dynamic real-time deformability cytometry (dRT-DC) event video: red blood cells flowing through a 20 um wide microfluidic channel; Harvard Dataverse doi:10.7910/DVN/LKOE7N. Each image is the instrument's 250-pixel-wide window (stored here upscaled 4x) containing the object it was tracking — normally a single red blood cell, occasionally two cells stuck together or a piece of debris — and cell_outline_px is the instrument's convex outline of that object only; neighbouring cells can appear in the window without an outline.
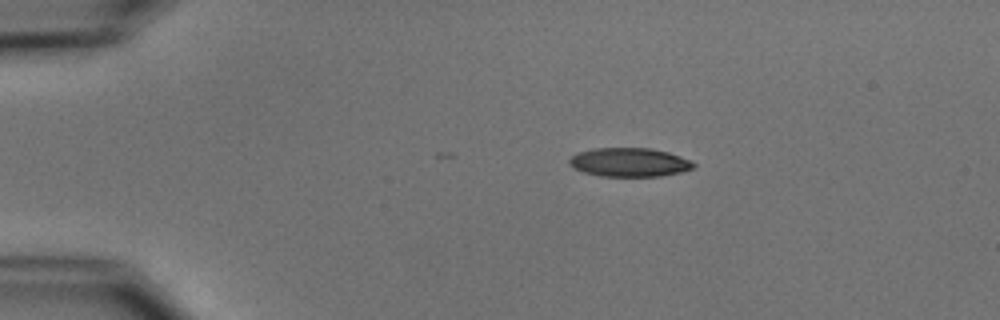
{"species": "common noctule bat (a hibernating species)", "species_latin": "Nyctalus noctula", "temperature_condition": "cold", "stored_images_in_passage": 44, "camera_frame_rate_fps": 3000, "um_per_image_px": 0.085, "animal": {"sex": "male", "body_mass_g": 15.6}, "frame": {"image": 1, "passage_image": 1, "time_ms": 0.0, "image_size_px": [1000, 320], "cell_outline_px": [[696, 164], [692, 168], [680, 172], [660, 176], [600, 176], [584, 172], [572, 168], [568, 164], [568, 160], [572, 156], [580, 152], [596, 148], [652, 148], [668, 152], [692, 160]], "centroid_in_image_um": [53.49, 13.79], "position_along_channel_um": 31.5, "area_um2": 20.87}}
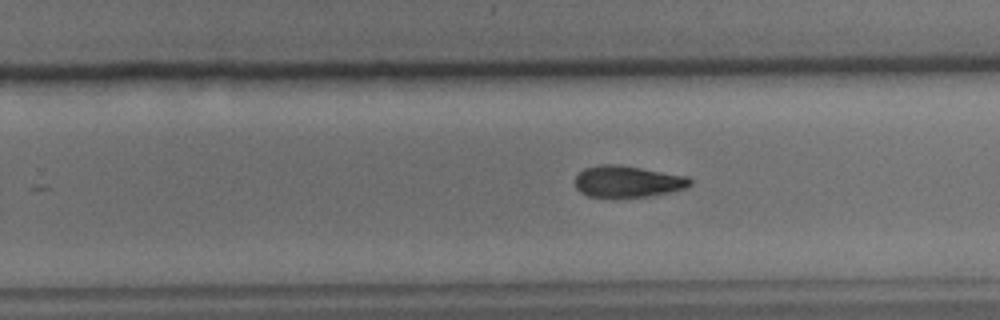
{"frame": {"image": 2, "passage_image": 25, "time_ms": 8.0, "image_size_px": [1000, 320], "cell_outline_px": [[692, 184], [684, 188], [668, 192], [648, 196], [588, 196], [580, 192], [576, 188], [576, 176], [584, 168], [600, 164], [616, 164], [688, 176], [692, 180]], "centroid_in_image_um": [53.34, 15.41], "position_along_channel_um": 276.5, "area_um2": 20.75}}
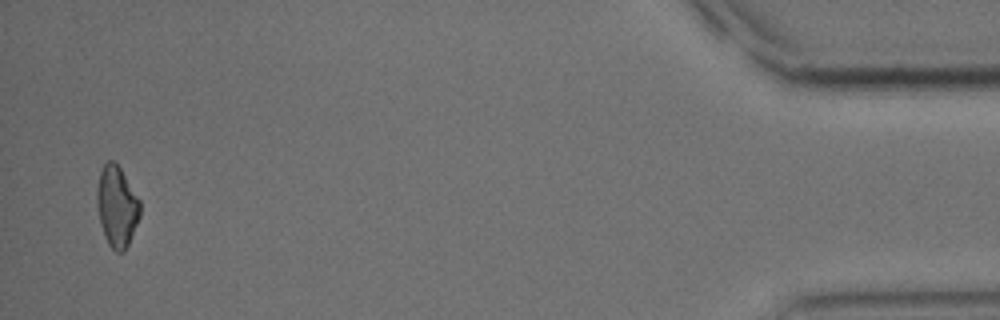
{"frame": {"image": 3, "passage_image": 43, "time_ms": 14.0, "image_size_px": [1000, 320], "cell_outline_px": [[140, 216], [128, 244], [124, 252], [116, 252], [108, 244], [104, 236], [100, 224], [96, 204], [96, 192], [100, 172], [104, 164], [108, 160], [116, 160], [140, 200]], "centroid_in_image_um": [9.92, 17.52], "position_along_channel_um": 425.3, "area_um2": 20.52}, "authors_computed_cell_mechanics": {"area_um2": 21.2993, "velocity_mm_per_s": 3.7656, "shape_relaxation_time_tau1_ms": 5.4173, "shape_relaxation_time_tau2_ms": null, "deformation_change_tau1": 0.1437, "deformation_change_tau2": null}}